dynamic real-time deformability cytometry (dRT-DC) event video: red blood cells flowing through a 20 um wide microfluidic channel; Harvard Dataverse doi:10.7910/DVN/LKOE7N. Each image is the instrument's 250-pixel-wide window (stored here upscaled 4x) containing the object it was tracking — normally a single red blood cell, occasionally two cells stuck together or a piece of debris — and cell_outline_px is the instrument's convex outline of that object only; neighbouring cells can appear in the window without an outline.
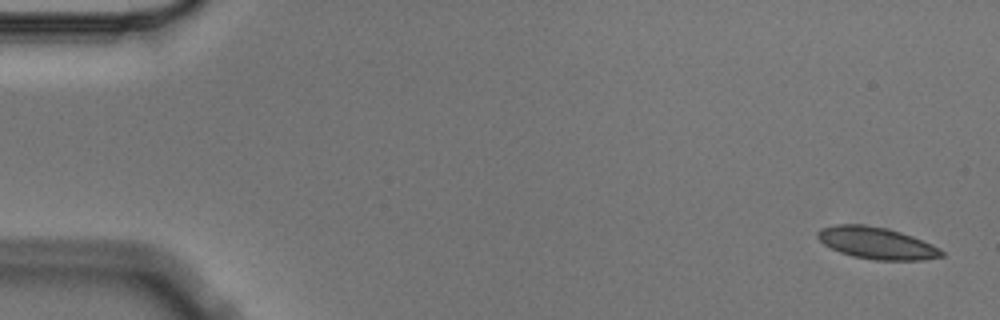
{"species": "Egyptian fruit bat (a non-hibernating species)", "species_latin": "Rousettus aegyptiacus", "temperature_condition": "cold", "stored_images_in_passage": 4, "camera_frame_rate_fps": 3000, "um_per_image_px": 0.085, "animal": {"sex": "male"}, "frame": {"image": 1, "passage_image": 1, "time_ms": 0.0, "image_size_px": [1000, 320], "cell_outline_px": [[944, 256], [924, 260], [876, 260], [852, 256], [840, 252], [824, 244], [816, 236], [816, 232], [820, 228], [836, 224], [864, 224], [888, 228], [912, 236], [932, 244], [940, 248], [944, 252]], "centroid_in_image_um": [74.51, 20.65], "position_along_channel_um": 10.5, "area_um2": 23.12}}
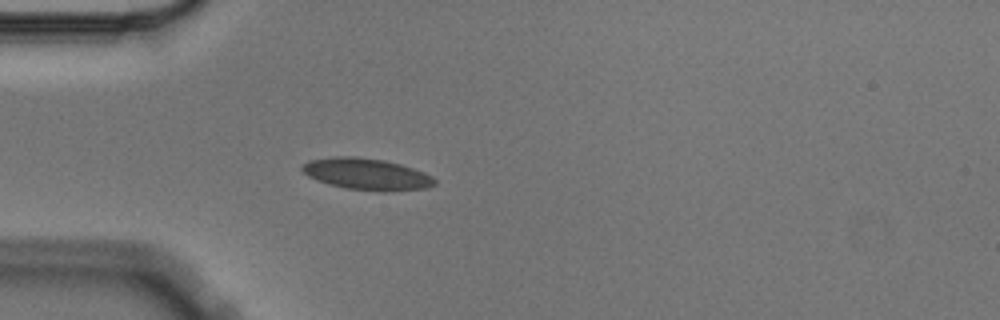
{"frame": {"image": 2, "passage_image": 4, "time_ms": 1.0, "image_size_px": [1000, 320], "cell_outline_px": [[436, 184], [428, 188], [384, 192], [380, 192], [344, 188], [328, 184], [316, 180], [308, 176], [300, 168], [300, 164], [308, 160], [332, 156], [356, 156], [384, 160], [400, 164], [424, 172], [432, 176], [436, 180]], "centroid_in_image_um": [31.14, 14.8], "position_along_channel_um": 53.9, "area_um2": 24.8}}